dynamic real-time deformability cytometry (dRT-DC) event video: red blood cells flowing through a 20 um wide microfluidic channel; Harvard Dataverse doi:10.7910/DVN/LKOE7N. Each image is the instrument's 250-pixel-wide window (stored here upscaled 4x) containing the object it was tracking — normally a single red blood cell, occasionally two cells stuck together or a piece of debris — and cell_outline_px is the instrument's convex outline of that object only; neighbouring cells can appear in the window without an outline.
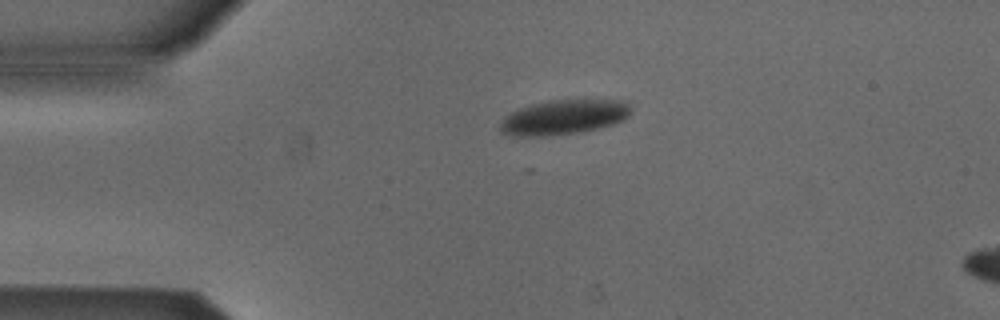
{"species": "Egyptian fruit bat (a non-hibernating species)", "species_latin": "Rousettus aegyptiacus", "temperature_condition": "cold", "stored_images_in_passage": 5, "camera_frame_rate_fps": 3000, "um_per_image_px": 0.085, "animal": {"sex": "male"}, "frame": {"image": 1, "passage_image": 1, "time_ms": 0.0, "image_size_px": [1000, 320], "cell_outline_px": [[632, 112], [624, 120], [612, 124], [580, 132], [544, 136], [520, 136], [500, 132], [500, 124], [504, 116], [520, 108], [532, 104], [548, 100], [628, 100]], "centroid_in_image_um": [47.95, 9.95], "position_along_channel_um": 37.1, "area_um2": 26.41}}